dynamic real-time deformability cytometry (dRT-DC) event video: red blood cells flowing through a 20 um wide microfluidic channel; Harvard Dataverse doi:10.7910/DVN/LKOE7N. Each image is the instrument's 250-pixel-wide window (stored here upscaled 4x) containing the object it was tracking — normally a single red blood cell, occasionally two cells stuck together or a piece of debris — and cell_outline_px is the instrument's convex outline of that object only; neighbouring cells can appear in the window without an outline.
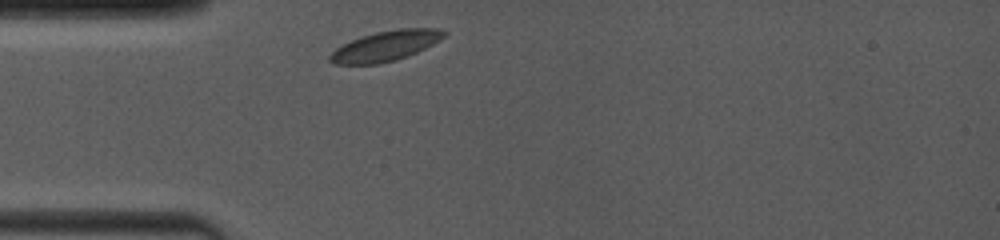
{"species": "common noctule bat (a hibernating species)", "species_latin": "Nyctalus noctula", "temperature_condition": "room temperature", "stored_images_in_passage": 1, "camera_frame_rate_fps": 4000, "um_per_image_px": 0.085, "animal": {"sex": "female", "body_mass_g": 19.0, "forearm_length_mm": 53.3}, "frame": {"image": 1, "passage_image": 1, "time_ms": 0.0, "image_size_px": [1000, 240], "cell_outline_px": [[448, 32], [440, 40], [408, 56], [396, 60], [380, 64], [332, 64], [328, 60], [328, 56], [336, 48], [352, 40], [376, 32], [400, 28], [440, 28]], "centroid_in_image_um": [32.78, 3.91], "position_along_channel_um": 52.2, "area_um2": 20.0}}